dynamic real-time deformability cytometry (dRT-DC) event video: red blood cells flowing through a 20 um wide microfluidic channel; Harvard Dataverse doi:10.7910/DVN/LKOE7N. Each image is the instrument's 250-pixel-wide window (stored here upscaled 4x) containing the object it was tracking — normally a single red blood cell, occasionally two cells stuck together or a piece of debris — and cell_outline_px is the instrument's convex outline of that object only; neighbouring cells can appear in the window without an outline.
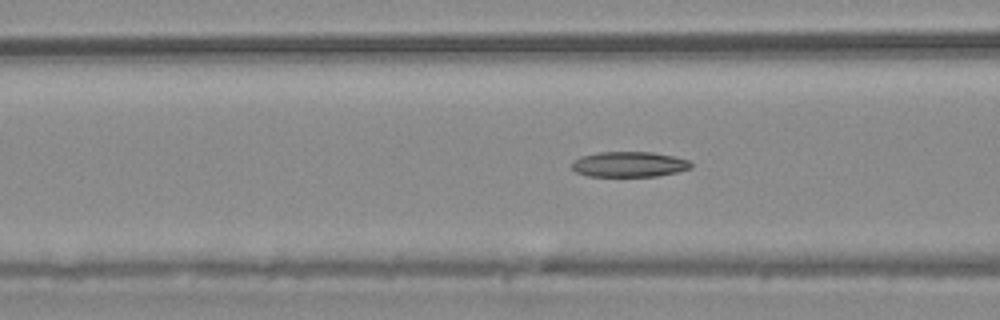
{"species": "common noctule bat (a hibernating species)", "species_latin": "Nyctalus noctula", "temperature_condition": "warm", "stored_images_in_passage": 47, "camera_frame_rate_fps": 3000, "um_per_image_px": 0.085, "animal": {"sex": "male", "body_mass_g": 20.4}, "frame": {"image": 1, "passage_image": 22, "time_ms": 7.0, "image_size_px": [1000, 320], "cell_outline_px": [[692, 168], [676, 172], [656, 176], [588, 176], [576, 172], [572, 168], [572, 160], [580, 156], [596, 152], [652, 152], [672, 156], [688, 160], [692, 164]], "centroid_in_image_um": [53.44, 13.96], "position_along_channel_um": 113.2, "area_um2": 17.63}}
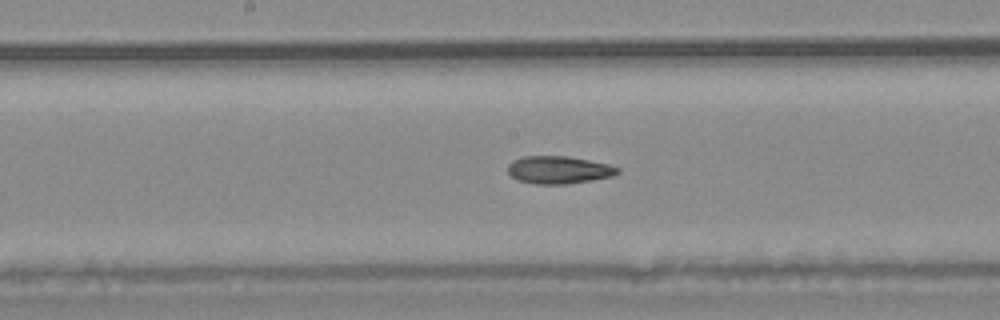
{"frame": {"image": 2, "passage_image": 29, "time_ms": 9.333, "image_size_px": [1000, 320], "cell_outline_px": [[620, 172], [612, 176], [592, 180], [568, 184], [536, 184], [516, 180], [508, 172], [508, 164], [512, 160], [524, 156], [568, 156], [608, 164], [620, 168]], "centroid_in_image_um": [47.48, 14.44], "position_along_channel_um": 200.7, "area_um2": 17.74}}
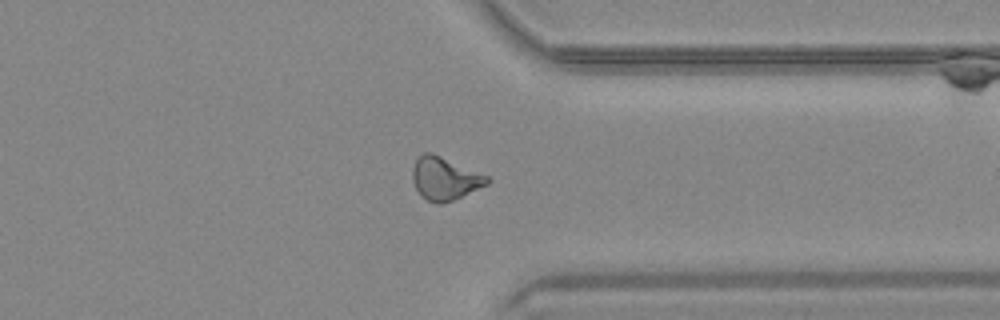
{"frame": {"image": 3, "passage_image": 43, "time_ms": 14.0, "image_size_px": [1000, 320], "cell_outline_px": [[492, 180], [488, 184], [444, 204], [440, 204], [428, 200], [420, 196], [412, 180], [412, 168], [416, 160], [424, 152], [432, 152], [488, 176]], "centroid_in_image_um": [37.8, 15.18], "position_along_channel_um": 373.6, "area_um2": 18.61}}